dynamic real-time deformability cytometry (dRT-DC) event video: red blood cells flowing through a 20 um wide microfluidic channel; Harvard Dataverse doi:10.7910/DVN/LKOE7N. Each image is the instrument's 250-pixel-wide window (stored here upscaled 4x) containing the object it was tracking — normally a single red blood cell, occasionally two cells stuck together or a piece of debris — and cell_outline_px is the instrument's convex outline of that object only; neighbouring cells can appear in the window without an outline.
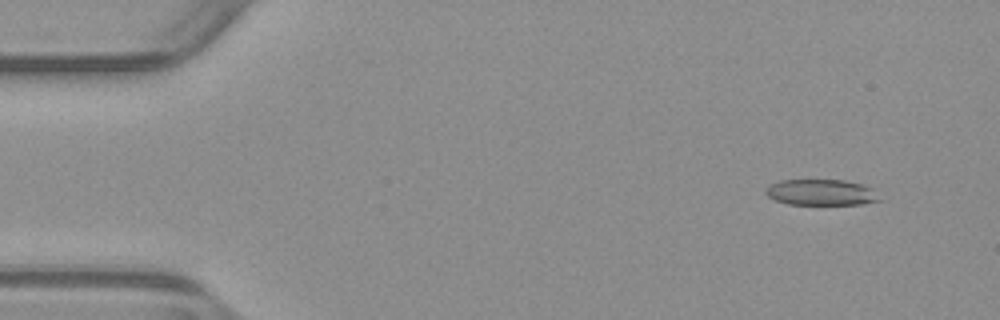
{"species": "common noctule bat (a hibernating species)", "species_latin": "Nyctalus noctula", "temperature_condition": "warm", "stored_images_in_passage": 53, "camera_frame_rate_fps": 3000, "um_per_image_px": 0.085, "animal": {"sex": "male", "body_mass_g": 23.1, "forearm_length_mm": 52.7}, "frame": {"image": 1, "passage_image": 5, "time_ms": 1.333, "image_size_px": [1000, 320], "cell_outline_px": [[884, 200], [860, 204], [788, 204], [776, 200], [768, 196], [764, 192], [764, 188], [780, 180], [844, 180], [864, 184], [872, 188]], "centroid_in_image_um": [69.84, 16.35], "position_along_channel_um": 15.2, "area_um2": 17.34}}
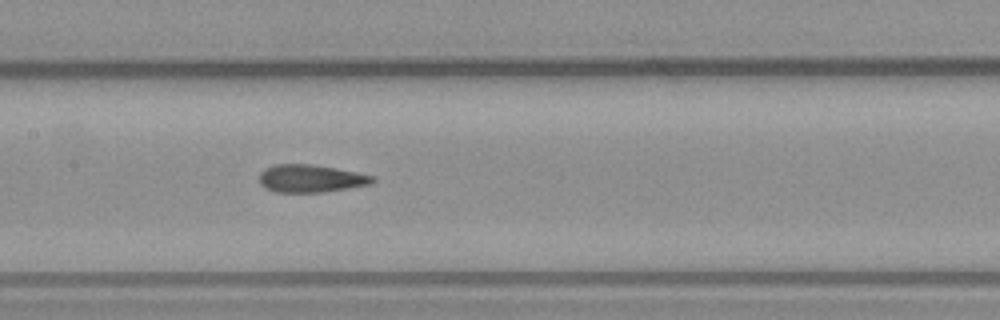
{"frame": {"image": 2, "passage_image": 26, "time_ms": 8.333, "image_size_px": [1000, 320], "cell_outline_px": [[376, 180], [372, 184], [324, 192], [276, 192], [260, 184], [260, 172], [264, 168], [276, 164], [312, 164], [336, 168], [376, 176]], "centroid_in_image_um": [26.45, 15.16], "position_along_channel_um": 181.0, "area_um2": 18.32}}
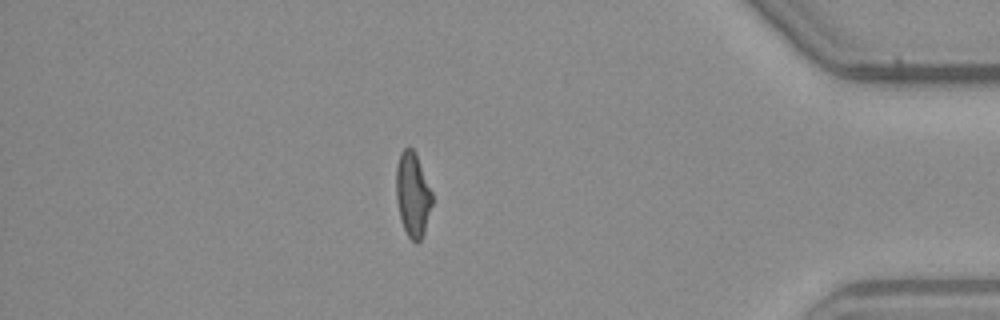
{"frame": {"image": 3, "passage_image": 46, "time_ms": 15.0, "image_size_px": [1000, 320], "cell_outline_px": [[432, 204], [424, 232], [420, 240], [416, 244], [408, 236], [404, 228], [400, 216], [396, 200], [396, 164], [400, 152], [404, 148], [412, 148], [416, 152], [432, 192]], "centroid_in_image_um": [35.07, 16.5], "position_along_channel_um": 400.1, "area_um2": 17.74}, "authors_computed_cell_mechanics": {"area_um2": 18.7272, "velocity_mm_per_s": 3.9155, "shape_relaxation_time_tau1_ms": 8.0883, "shape_relaxation_time_tau2_ms": 1.4708, "deformation_change_tau1": 0.2158, "deformation_change_tau2": 0.1091}}